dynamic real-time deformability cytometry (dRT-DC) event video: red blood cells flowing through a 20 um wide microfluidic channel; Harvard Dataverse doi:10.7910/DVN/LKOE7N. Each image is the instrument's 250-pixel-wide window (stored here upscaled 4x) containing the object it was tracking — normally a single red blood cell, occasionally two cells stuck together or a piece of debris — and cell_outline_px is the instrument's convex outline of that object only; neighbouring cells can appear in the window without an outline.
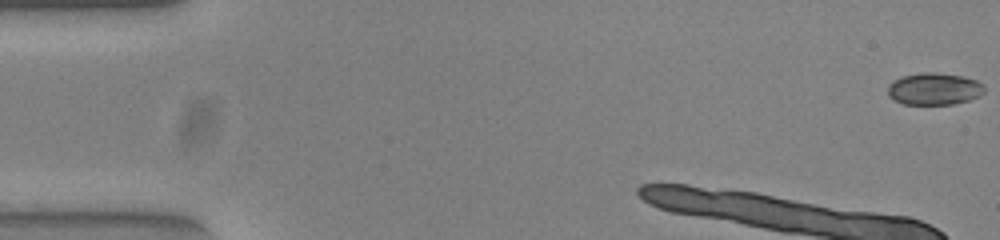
{"species": "common noctule bat (a hibernating species)", "species_latin": "Nyctalus noctula", "temperature_condition": "warm", "stored_images_in_passage": 12, "camera_frame_rate_fps": 3000, "um_per_image_px": 0.085, "animal": {"sex": "female", "body_mass_g": 23.0, "forearm_length_mm": 53.4}, "frame": {"image": 1, "passage_image": 1, "time_ms": 0.0, "image_size_px": [1000, 240], "cell_outline_px": [[984, 92], [968, 100], [952, 104], [904, 104], [892, 100], [888, 96], [888, 84], [900, 76], [920, 72], [932, 72], [964, 76], [976, 80], [984, 84]], "centroid_in_image_um": [79.36, 7.54], "position_along_channel_um": 5.6, "area_um2": 18.15}}